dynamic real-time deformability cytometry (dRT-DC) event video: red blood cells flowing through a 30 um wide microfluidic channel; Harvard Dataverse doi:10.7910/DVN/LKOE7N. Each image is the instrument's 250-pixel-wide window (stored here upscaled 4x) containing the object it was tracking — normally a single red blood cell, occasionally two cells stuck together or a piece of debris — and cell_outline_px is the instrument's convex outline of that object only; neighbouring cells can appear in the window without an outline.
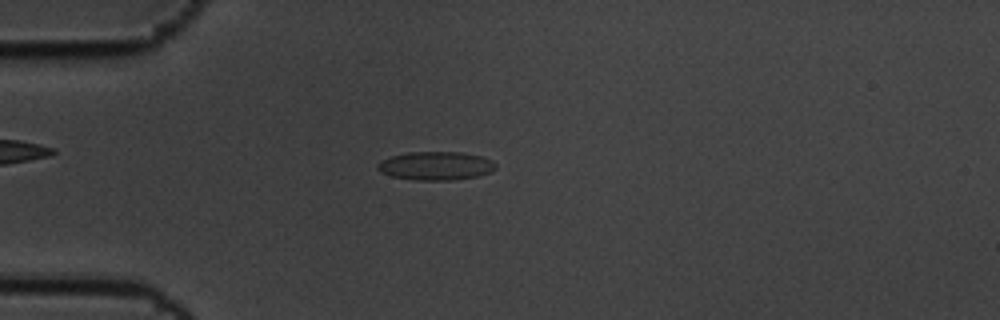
{"species": "common noctule bat (a hibernating species)", "species_latin": "Nyctalus noctula", "temperature_condition": "cold", "stored_images_in_passage": 57, "camera_frame_rate_fps": 3000, "um_per_image_px": 0.085, "animal": {"sex": "male", "body_mass_g": 19.5, "forearm_length_mm": 54.6}, "frame": {"image": 1, "passage_image": 15, "time_ms": 4.667, "image_size_px": [1000, 320], "cell_outline_px": [[496, 168], [492, 172], [480, 176], [452, 180], [416, 180], [392, 176], [380, 172], [376, 168], [376, 164], [380, 160], [392, 156], [408, 152], [460, 152], [480, 156], [492, 160], [496, 164]], "centroid_in_image_um": [37.05, 14.1], "position_along_channel_um": 48.0, "area_um2": 19.77}}
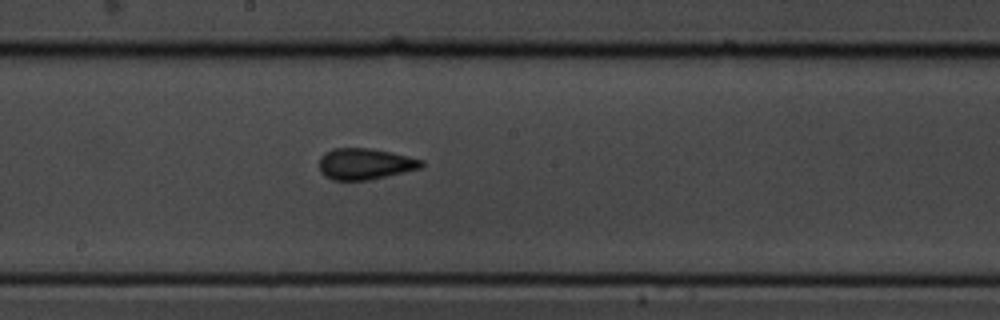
{"frame": {"image": 2, "passage_image": 31, "time_ms": 10.0, "image_size_px": [1000, 320], "cell_outline_px": [[424, 164], [420, 168], [368, 180], [332, 180], [324, 176], [320, 172], [320, 156], [324, 152], [332, 148], [372, 148], [408, 156], [424, 160]], "centroid_in_image_um": [30.99, 13.92], "position_along_channel_um": 217.2, "area_um2": 18.61}}
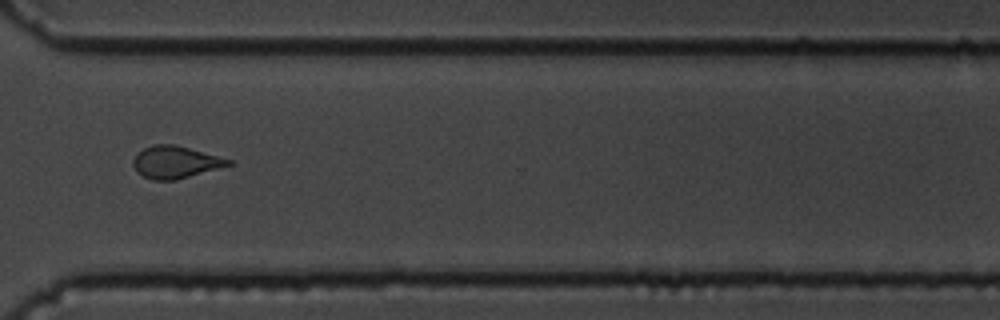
{"frame": {"image": 3, "passage_image": 43, "time_ms": 14.0, "image_size_px": [1000, 320], "cell_outline_px": [[236, 164], [176, 180], [152, 180], [136, 172], [132, 164], [132, 160], [144, 148], [152, 144], [172, 144], [188, 148], [232, 160]], "centroid_in_image_um": [14.92, 13.8], "position_along_channel_um": 355.7, "area_um2": 17.86}, "authors_computed_cell_mechanics": {"area_um2": 18.6116, "velocity_mm_per_s": 3.4641, "shape_relaxation_time_tau1_ms": null, "shape_relaxation_time_tau2_ms": 1.4113, "deformation_change_tau1": null, "deformation_change_tau2": 0.0756}}